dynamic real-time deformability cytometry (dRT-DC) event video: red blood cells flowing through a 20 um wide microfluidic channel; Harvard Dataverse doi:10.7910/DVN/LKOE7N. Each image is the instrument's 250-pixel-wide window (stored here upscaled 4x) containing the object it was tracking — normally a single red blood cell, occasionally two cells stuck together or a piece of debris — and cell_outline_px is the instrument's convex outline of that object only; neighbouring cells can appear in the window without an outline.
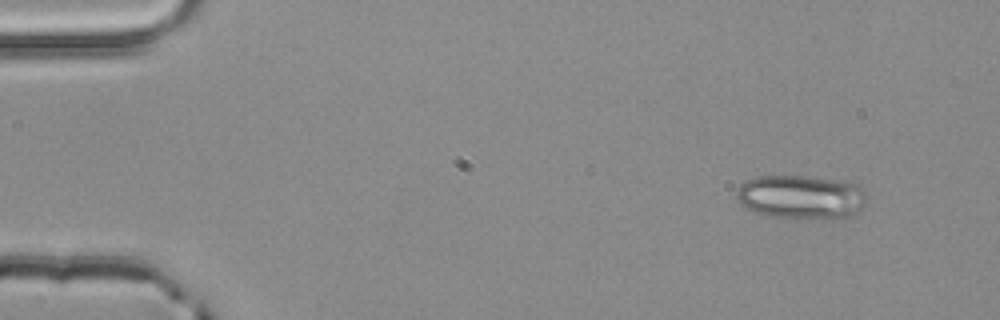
{"species": "common noctule bat (a hibernating species)", "species_latin": "Nyctalus noctula", "temperature_condition": "room temperature", "stored_images_in_passage": 4, "camera_frame_rate_fps": 3000, "um_per_image_px": 0.085, "animal": {"sex": "male", "body_mass_g": 20.4}, "frame": {"image": 1, "passage_image": 4, "time_ms": 1.0, "image_size_px": [1000, 320], "cell_outline_px": [[864, 204], [856, 212], [840, 220], [812, 220], [768, 216], [756, 212], [740, 204], [736, 200], [736, 188], [740, 184], [756, 176], [804, 176], [840, 180], [856, 184], [864, 192]], "centroid_in_image_um": [68.06, 16.77], "position_along_channel_um": 16.9, "area_um2": 33.81}}